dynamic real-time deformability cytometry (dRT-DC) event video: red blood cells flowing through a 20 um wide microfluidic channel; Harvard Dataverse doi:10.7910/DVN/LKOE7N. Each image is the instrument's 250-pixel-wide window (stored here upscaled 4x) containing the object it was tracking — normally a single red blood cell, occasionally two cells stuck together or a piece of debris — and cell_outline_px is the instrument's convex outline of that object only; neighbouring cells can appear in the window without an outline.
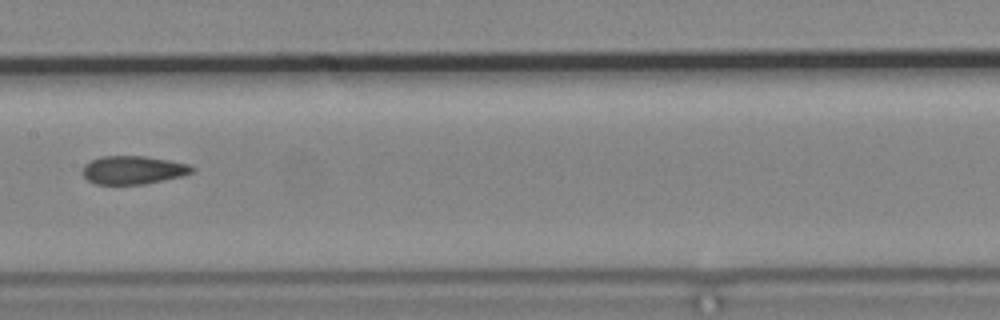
{"species": "common noctule bat (a hibernating species)", "species_latin": "Nyctalus noctula", "temperature_condition": "cold", "stored_images_in_passage": 9, "camera_frame_rate_fps": 3000, "um_per_image_px": 0.085, "animal": {"sex": "male", "body_mass_g": 19.2, "forearm_length_mm": 51.8}, "frame": {"image": 1, "passage_image": 6, "time_ms": 7.0, "image_size_px": [1000, 320], "cell_outline_px": [[196, 168], [192, 172], [180, 176], [144, 184], [96, 184], [88, 180], [84, 176], [84, 164], [100, 156], [144, 156], [168, 160], [188, 164]], "centroid_in_image_um": [11.31, 14.44], "position_along_channel_um": 196.1, "area_um2": 17.8}}
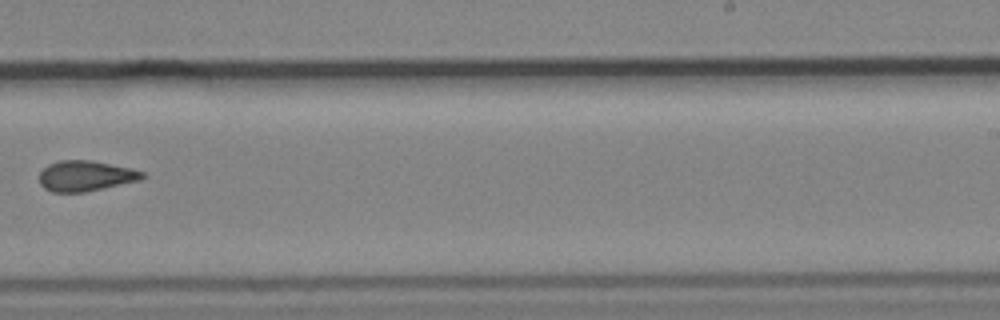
{"frame": {"image": 2, "passage_image": 8, "time_ms": 9.333, "image_size_px": [1000, 320], "cell_outline_px": [[144, 176], [140, 180], [84, 192], [52, 192], [44, 188], [40, 184], [40, 172], [48, 164], [60, 160], [92, 160], [132, 168], [144, 172]], "centroid_in_image_um": [7.27, 14.94], "position_along_channel_um": 281.7, "area_um2": 18.26}}
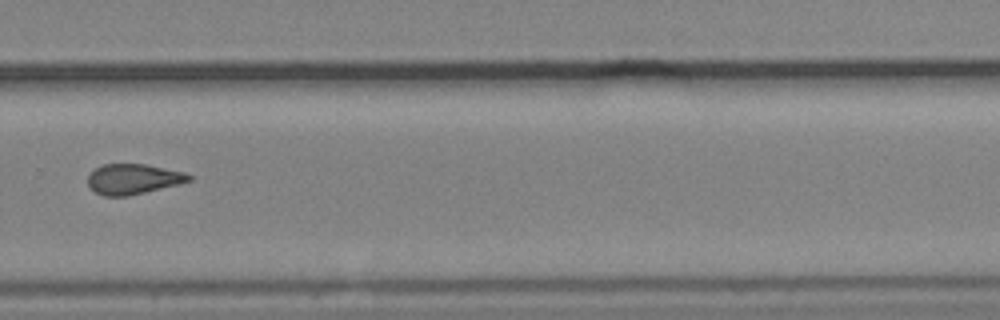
{"frame": {"image": 3, "passage_image": 9, "time_ms": 10.333, "image_size_px": [1000, 320], "cell_outline_px": [[192, 180], [180, 184], [128, 196], [104, 196], [96, 192], [88, 184], [88, 176], [96, 168], [104, 164], [148, 164], [184, 172], [192, 176]], "centroid_in_image_um": [11.36, 15.22], "position_along_channel_um": 318.4, "area_um2": 17.8}}